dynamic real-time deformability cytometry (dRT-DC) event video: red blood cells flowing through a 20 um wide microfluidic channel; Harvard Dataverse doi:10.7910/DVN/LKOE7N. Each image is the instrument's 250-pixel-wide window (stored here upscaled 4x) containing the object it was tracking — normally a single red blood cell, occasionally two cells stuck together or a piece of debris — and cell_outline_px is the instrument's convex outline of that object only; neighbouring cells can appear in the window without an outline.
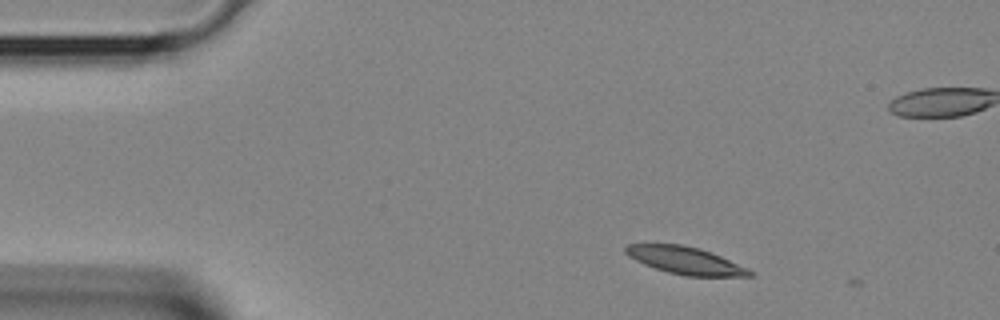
{"species": "Egyptian fruit bat (a non-hibernating species)", "species_latin": "Rousettus aegyptiacus", "temperature_condition": "room temperature", "stored_images_in_passage": 3, "camera_frame_rate_fps": 3000, "um_per_image_px": 0.085, "animal": {"sex": "female"}, "frame": {"image": 1, "passage_image": 1, "time_ms": 0.0, "image_size_px": [1000, 320], "cell_outline_px": [[752, 276], [688, 276], [668, 272], [644, 264], [628, 256], [624, 252], [624, 248], [628, 244], [680, 244], [700, 248], [720, 256], [748, 268], [752, 272]], "centroid_in_image_um": [58.23, 22.13], "position_along_channel_um": 26.8, "area_um2": 19.54}}